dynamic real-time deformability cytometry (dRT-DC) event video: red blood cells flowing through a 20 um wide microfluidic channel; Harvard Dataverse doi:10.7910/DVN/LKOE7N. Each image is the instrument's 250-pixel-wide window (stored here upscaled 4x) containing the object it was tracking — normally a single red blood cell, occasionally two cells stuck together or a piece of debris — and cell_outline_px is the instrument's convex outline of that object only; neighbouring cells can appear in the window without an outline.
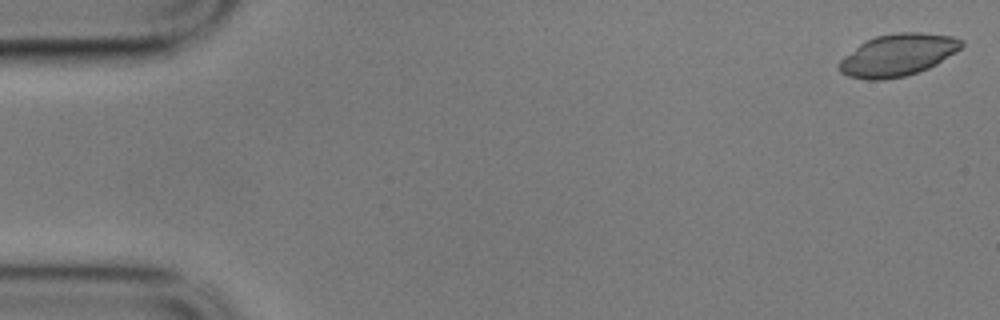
{"species": "common noctule bat (a hibernating species)", "species_latin": "Nyctalus noctula", "temperature_condition": "cold", "stored_images_in_passage": 56, "camera_frame_rate_fps": 3000, "um_per_image_px": 0.085, "animal": {"sex": "male", "body_mass_g": 17.9}, "frame": {"image": 1, "passage_image": 1, "time_ms": 0.0, "image_size_px": [1000, 320], "cell_outline_px": [[964, 44], [956, 52], [936, 64], [928, 68], [904, 76], [884, 80], [868, 80], [848, 76], [840, 72], [840, 60], [844, 56], [864, 40], [876, 36], [900, 32], [920, 32], [952, 36], [964, 40]], "centroid_in_image_um": [76.31, 4.67], "position_along_channel_um": 8.7, "area_um2": 29.94}}